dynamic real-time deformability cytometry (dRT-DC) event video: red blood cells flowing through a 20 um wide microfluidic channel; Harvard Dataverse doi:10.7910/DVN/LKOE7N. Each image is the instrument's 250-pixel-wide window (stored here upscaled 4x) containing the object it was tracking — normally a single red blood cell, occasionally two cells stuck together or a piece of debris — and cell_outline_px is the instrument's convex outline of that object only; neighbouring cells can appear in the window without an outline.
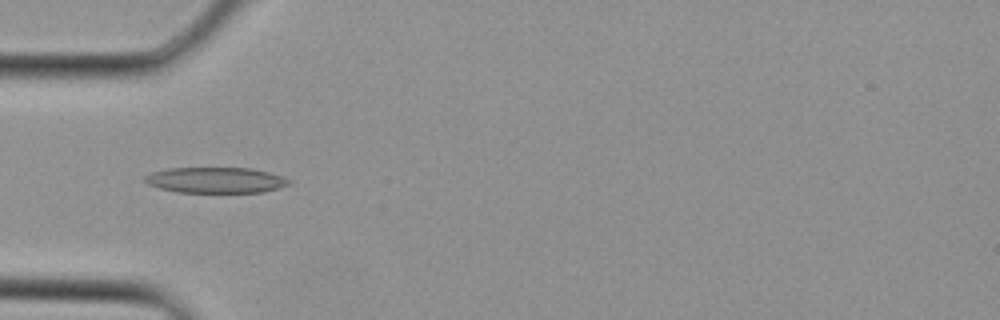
{"species": "Egyptian fruit bat (a non-hibernating species)", "species_latin": "Rousettus aegyptiacus", "temperature_condition": "cold", "stored_images_in_passage": 2, "camera_frame_rate_fps": 3000, "um_per_image_px": 0.085, "animal": {"sex": "female"}, "frame": {"image": 1, "passage_image": 2, "time_ms": 0.333, "image_size_px": [1000, 320], "cell_outline_px": [[292, 184], [264, 192], [176, 192], [160, 188], [148, 184], [144, 180], [144, 176], [152, 172], [168, 168], [252, 168], [284, 176], [292, 180]], "centroid_in_image_um": [18.38, 15.31], "position_along_channel_um": 66.6, "area_um2": 21.73}}